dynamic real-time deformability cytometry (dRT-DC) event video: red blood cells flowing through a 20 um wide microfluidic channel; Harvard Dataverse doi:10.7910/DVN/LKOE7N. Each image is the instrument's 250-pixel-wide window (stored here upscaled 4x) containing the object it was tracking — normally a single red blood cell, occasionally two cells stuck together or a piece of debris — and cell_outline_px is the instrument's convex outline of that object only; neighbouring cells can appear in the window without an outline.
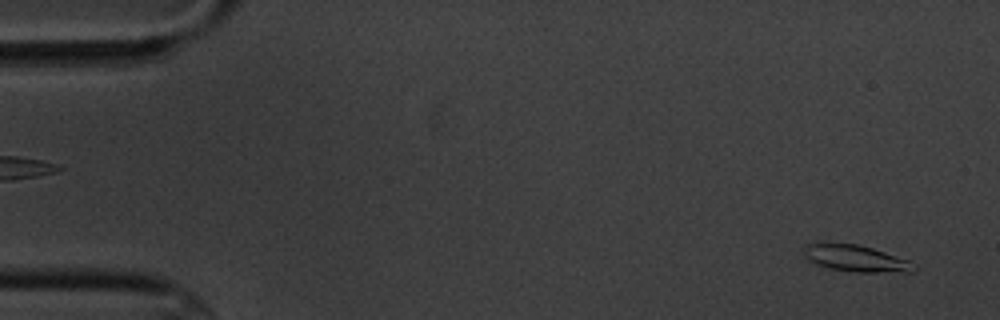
{"species": "common noctule bat (a hibernating species)", "species_latin": "Nyctalus noctula", "temperature_condition": "cold", "stored_images_in_passage": 5, "segment_of_instrument_passage": [2, 2], "camera_frame_rate_fps": 3000, "um_per_image_px": 0.085, "animal": {"sex": "male", "body_mass_g": 20.1, "forearm_length_mm": 53.5}, "frame": {"image": 1, "passage_image": 5, "time_ms": 4.667, "image_size_px": [1000, 320], "cell_outline_px": [[916, 268], [912, 272], [856, 272], [828, 268], [812, 264], [804, 256], [804, 244], [860, 244], [908, 260], [916, 264]], "centroid_in_image_um": [72.74, 21.98], "position_along_channel_um": 12.3, "area_um2": 16.99}}